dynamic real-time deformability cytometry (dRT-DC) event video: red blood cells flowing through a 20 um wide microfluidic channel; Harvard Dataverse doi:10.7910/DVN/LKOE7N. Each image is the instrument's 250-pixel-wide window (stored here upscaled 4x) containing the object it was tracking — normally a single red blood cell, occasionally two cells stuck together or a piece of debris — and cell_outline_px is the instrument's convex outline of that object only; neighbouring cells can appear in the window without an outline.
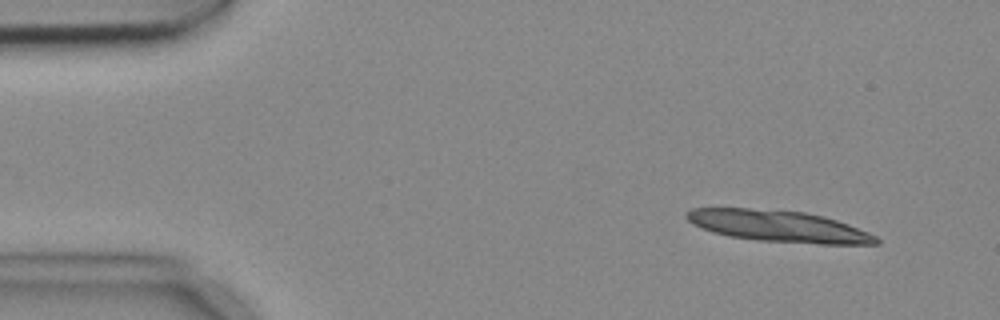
{"species": "common noctule bat (a hibernating species)", "species_latin": "Nyctalus noctula", "temperature_condition": "cold", "stored_images_in_passage": 5, "camera_frame_rate_fps": 3000, "um_per_image_px": 0.085, "animal": {"sex": "female", "body_mass_g": 18.4}, "frame": {"image": 1, "passage_image": 2, "time_ms": 0.333, "image_size_px": [1000, 320], "cell_outline_px": [[880, 244], [820, 244], [756, 240], [728, 236], [712, 232], [692, 224], [684, 216], [684, 212], [692, 208], [748, 208], [804, 212], [824, 216], [848, 224], [868, 232], [876, 236], [880, 240]], "centroid_in_image_um": [66.15, 19.23], "position_along_channel_um": 18.8, "area_um2": 34.85}}